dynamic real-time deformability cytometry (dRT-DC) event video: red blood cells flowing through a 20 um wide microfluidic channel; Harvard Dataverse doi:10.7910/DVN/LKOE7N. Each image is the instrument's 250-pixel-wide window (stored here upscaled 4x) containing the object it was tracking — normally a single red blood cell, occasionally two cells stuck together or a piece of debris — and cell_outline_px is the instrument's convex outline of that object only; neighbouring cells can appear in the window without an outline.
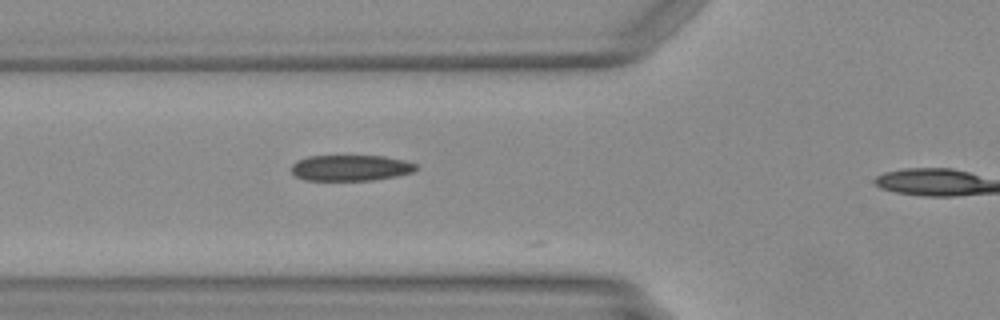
{"species": "Egyptian fruit bat (a non-hibernating species)", "species_latin": "Rousettus aegyptiacus", "temperature_condition": "warm", "stored_images_in_passage": 11, "camera_frame_rate_fps": 3000, "um_per_image_px": 0.085, "animal": {"sex": "female"}, "frame": {"image": 1, "passage_image": 10, "time_ms": 3.0, "image_size_px": [1000, 320], "cell_outline_px": [[416, 168], [412, 172], [396, 176], [372, 180], [304, 180], [296, 176], [292, 172], [292, 164], [296, 160], [308, 156], [384, 156], [404, 160], [416, 164]], "centroid_in_image_um": [29.77, 14.26], "position_along_channel_um": 96.0, "area_um2": 18.73}}